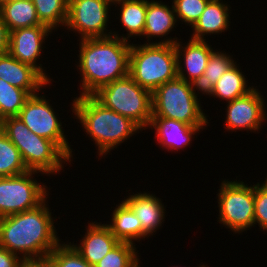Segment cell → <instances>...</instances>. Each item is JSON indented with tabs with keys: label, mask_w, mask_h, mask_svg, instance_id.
<instances>
[{
	"label": "cell",
	"mask_w": 267,
	"mask_h": 267,
	"mask_svg": "<svg viewBox=\"0 0 267 267\" xmlns=\"http://www.w3.org/2000/svg\"><path fill=\"white\" fill-rule=\"evenodd\" d=\"M46 203L48 200L34 209L0 218V247L23 260L47 258L61 240Z\"/></svg>",
	"instance_id": "cell-1"
},
{
	"label": "cell",
	"mask_w": 267,
	"mask_h": 267,
	"mask_svg": "<svg viewBox=\"0 0 267 267\" xmlns=\"http://www.w3.org/2000/svg\"><path fill=\"white\" fill-rule=\"evenodd\" d=\"M79 40L80 96H92L101 87L129 75L132 43L115 36Z\"/></svg>",
	"instance_id": "cell-2"
},
{
	"label": "cell",
	"mask_w": 267,
	"mask_h": 267,
	"mask_svg": "<svg viewBox=\"0 0 267 267\" xmlns=\"http://www.w3.org/2000/svg\"><path fill=\"white\" fill-rule=\"evenodd\" d=\"M72 101L70 105L74 117L81 123L85 134L94 141L99 157H106L137 131L142 132L130 118L104 107L93 96H77Z\"/></svg>",
	"instance_id": "cell-3"
},
{
	"label": "cell",
	"mask_w": 267,
	"mask_h": 267,
	"mask_svg": "<svg viewBox=\"0 0 267 267\" xmlns=\"http://www.w3.org/2000/svg\"><path fill=\"white\" fill-rule=\"evenodd\" d=\"M0 128L18 148L28 171L49 176L60 173L65 162L66 164L71 162V159L53 141L31 132L17 116L3 119L0 122Z\"/></svg>",
	"instance_id": "cell-4"
},
{
	"label": "cell",
	"mask_w": 267,
	"mask_h": 267,
	"mask_svg": "<svg viewBox=\"0 0 267 267\" xmlns=\"http://www.w3.org/2000/svg\"><path fill=\"white\" fill-rule=\"evenodd\" d=\"M177 63L174 44L132 42L129 76L139 86L153 92L160 85L178 77Z\"/></svg>",
	"instance_id": "cell-5"
},
{
	"label": "cell",
	"mask_w": 267,
	"mask_h": 267,
	"mask_svg": "<svg viewBox=\"0 0 267 267\" xmlns=\"http://www.w3.org/2000/svg\"><path fill=\"white\" fill-rule=\"evenodd\" d=\"M199 99L191 83L177 77L152 92V117L170 118L192 126H209Z\"/></svg>",
	"instance_id": "cell-6"
},
{
	"label": "cell",
	"mask_w": 267,
	"mask_h": 267,
	"mask_svg": "<svg viewBox=\"0 0 267 267\" xmlns=\"http://www.w3.org/2000/svg\"><path fill=\"white\" fill-rule=\"evenodd\" d=\"M92 96L104 107L130 118L142 130L147 129L152 117V92L129 75L101 87Z\"/></svg>",
	"instance_id": "cell-7"
},
{
	"label": "cell",
	"mask_w": 267,
	"mask_h": 267,
	"mask_svg": "<svg viewBox=\"0 0 267 267\" xmlns=\"http://www.w3.org/2000/svg\"><path fill=\"white\" fill-rule=\"evenodd\" d=\"M218 190L217 222L230 228L235 234L254 227V185L224 179Z\"/></svg>",
	"instance_id": "cell-8"
},
{
	"label": "cell",
	"mask_w": 267,
	"mask_h": 267,
	"mask_svg": "<svg viewBox=\"0 0 267 267\" xmlns=\"http://www.w3.org/2000/svg\"><path fill=\"white\" fill-rule=\"evenodd\" d=\"M38 173L27 171L16 176L0 177V218L34 209L47 200V186L33 176Z\"/></svg>",
	"instance_id": "cell-9"
},
{
	"label": "cell",
	"mask_w": 267,
	"mask_h": 267,
	"mask_svg": "<svg viewBox=\"0 0 267 267\" xmlns=\"http://www.w3.org/2000/svg\"><path fill=\"white\" fill-rule=\"evenodd\" d=\"M57 116L45 95L36 93L27 99L17 117L31 132L53 141L71 159L73 151Z\"/></svg>",
	"instance_id": "cell-10"
},
{
	"label": "cell",
	"mask_w": 267,
	"mask_h": 267,
	"mask_svg": "<svg viewBox=\"0 0 267 267\" xmlns=\"http://www.w3.org/2000/svg\"><path fill=\"white\" fill-rule=\"evenodd\" d=\"M111 5L110 0H69L64 28L78 33L80 39L112 36V30L106 29Z\"/></svg>",
	"instance_id": "cell-11"
},
{
	"label": "cell",
	"mask_w": 267,
	"mask_h": 267,
	"mask_svg": "<svg viewBox=\"0 0 267 267\" xmlns=\"http://www.w3.org/2000/svg\"><path fill=\"white\" fill-rule=\"evenodd\" d=\"M227 103L226 131L236 132L244 129L247 132H258L263 128L262 126L267 120V106H265L264 96L256 87L246 95Z\"/></svg>",
	"instance_id": "cell-12"
},
{
	"label": "cell",
	"mask_w": 267,
	"mask_h": 267,
	"mask_svg": "<svg viewBox=\"0 0 267 267\" xmlns=\"http://www.w3.org/2000/svg\"><path fill=\"white\" fill-rule=\"evenodd\" d=\"M52 32L53 30L46 25L18 28L10 31L8 46V53L12 57L36 68L50 83L53 79H50L43 65L38 64L37 61L40 60L46 38Z\"/></svg>",
	"instance_id": "cell-13"
},
{
	"label": "cell",
	"mask_w": 267,
	"mask_h": 267,
	"mask_svg": "<svg viewBox=\"0 0 267 267\" xmlns=\"http://www.w3.org/2000/svg\"><path fill=\"white\" fill-rule=\"evenodd\" d=\"M179 41L174 44L177 53L178 77L192 82L195 78L203 75L214 49L207 43L209 42L207 40L188 39L186 45Z\"/></svg>",
	"instance_id": "cell-14"
},
{
	"label": "cell",
	"mask_w": 267,
	"mask_h": 267,
	"mask_svg": "<svg viewBox=\"0 0 267 267\" xmlns=\"http://www.w3.org/2000/svg\"><path fill=\"white\" fill-rule=\"evenodd\" d=\"M205 127L207 126H192L170 118L151 117L147 128L156 130V141L161 148L167 149L168 152H178L189 146L194 135L199 134Z\"/></svg>",
	"instance_id": "cell-15"
},
{
	"label": "cell",
	"mask_w": 267,
	"mask_h": 267,
	"mask_svg": "<svg viewBox=\"0 0 267 267\" xmlns=\"http://www.w3.org/2000/svg\"><path fill=\"white\" fill-rule=\"evenodd\" d=\"M0 79L26 90L30 95L41 92L50 82L33 66L20 62L9 53L0 55Z\"/></svg>",
	"instance_id": "cell-16"
},
{
	"label": "cell",
	"mask_w": 267,
	"mask_h": 267,
	"mask_svg": "<svg viewBox=\"0 0 267 267\" xmlns=\"http://www.w3.org/2000/svg\"><path fill=\"white\" fill-rule=\"evenodd\" d=\"M80 244H70L91 266L98 263L120 241L112 234L110 228L101 222H90Z\"/></svg>",
	"instance_id": "cell-17"
},
{
	"label": "cell",
	"mask_w": 267,
	"mask_h": 267,
	"mask_svg": "<svg viewBox=\"0 0 267 267\" xmlns=\"http://www.w3.org/2000/svg\"><path fill=\"white\" fill-rule=\"evenodd\" d=\"M124 197L123 201L132 209L142 225V240L156 233L163 221H165V206L161 198L150 194V192H140Z\"/></svg>",
	"instance_id": "cell-18"
},
{
	"label": "cell",
	"mask_w": 267,
	"mask_h": 267,
	"mask_svg": "<svg viewBox=\"0 0 267 267\" xmlns=\"http://www.w3.org/2000/svg\"><path fill=\"white\" fill-rule=\"evenodd\" d=\"M176 14L173 5L171 7L164 2L155 0H147V11L145 17V27L143 36L147 39L145 43H166L175 44L179 39L177 37H166L167 39H160L163 36L170 34L174 27L177 26ZM159 37L161 41H153L152 38ZM152 40V42H150Z\"/></svg>",
	"instance_id": "cell-19"
},
{
	"label": "cell",
	"mask_w": 267,
	"mask_h": 267,
	"mask_svg": "<svg viewBox=\"0 0 267 267\" xmlns=\"http://www.w3.org/2000/svg\"><path fill=\"white\" fill-rule=\"evenodd\" d=\"M231 7L223 0H210L199 19L191 27L193 40H206L205 35H216L225 32L230 28Z\"/></svg>",
	"instance_id": "cell-20"
},
{
	"label": "cell",
	"mask_w": 267,
	"mask_h": 267,
	"mask_svg": "<svg viewBox=\"0 0 267 267\" xmlns=\"http://www.w3.org/2000/svg\"><path fill=\"white\" fill-rule=\"evenodd\" d=\"M115 7H120L121 10L118 14L120 17V26L126 30V34H118V32H112V36L121 38L124 41L131 42L130 37L136 36L143 37L145 27V17L147 11V0H117L113 2ZM120 35V36H119ZM130 40V41H129Z\"/></svg>",
	"instance_id": "cell-21"
},
{
	"label": "cell",
	"mask_w": 267,
	"mask_h": 267,
	"mask_svg": "<svg viewBox=\"0 0 267 267\" xmlns=\"http://www.w3.org/2000/svg\"><path fill=\"white\" fill-rule=\"evenodd\" d=\"M111 216L110 224L106 223V225L120 242L135 244L134 241H141V222L123 200L116 205Z\"/></svg>",
	"instance_id": "cell-22"
},
{
	"label": "cell",
	"mask_w": 267,
	"mask_h": 267,
	"mask_svg": "<svg viewBox=\"0 0 267 267\" xmlns=\"http://www.w3.org/2000/svg\"><path fill=\"white\" fill-rule=\"evenodd\" d=\"M231 56L225 51H220V49H216L211 53L203 75L190 82L192 90L197 97L200 94L198 91L209 95V97L212 95L213 86L236 61Z\"/></svg>",
	"instance_id": "cell-23"
},
{
	"label": "cell",
	"mask_w": 267,
	"mask_h": 267,
	"mask_svg": "<svg viewBox=\"0 0 267 267\" xmlns=\"http://www.w3.org/2000/svg\"><path fill=\"white\" fill-rule=\"evenodd\" d=\"M0 14L9 32L18 28L43 25L32 0H15L0 6Z\"/></svg>",
	"instance_id": "cell-24"
},
{
	"label": "cell",
	"mask_w": 267,
	"mask_h": 267,
	"mask_svg": "<svg viewBox=\"0 0 267 267\" xmlns=\"http://www.w3.org/2000/svg\"><path fill=\"white\" fill-rule=\"evenodd\" d=\"M235 62L228 70L221 76L217 83L213 86L212 95L215 98L225 100L226 102L232 101L243 95H246L254 89L255 86H248L239 64Z\"/></svg>",
	"instance_id": "cell-25"
},
{
	"label": "cell",
	"mask_w": 267,
	"mask_h": 267,
	"mask_svg": "<svg viewBox=\"0 0 267 267\" xmlns=\"http://www.w3.org/2000/svg\"><path fill=\"white\" fill-rule=\"evenodd\" d=\"M69 0H32L37 16L43 25L51 30L65 27Z\"/></svg>",
	"instance_id": "cell-26"
},
{
	"label": "cell",
	"mask_w": 267,
	"mask_h": 267,
	"mask_svg": "<svg viewBox=\"0 0 267 267\" xmlns=\"http://www.w3.org/2000/svg\"><path fill=\"white\" fill-rule=\"evenodd\" d=\"M27 171L18 148L0 128V177L16 176Z\"/></svg>",
	"instance_id": "cell-27"
},
{
	"label": "cell",
	"mask_w": 267,
	"mask_h": 267,
	"mask_svg": "<svg viewBox=\"0 0 267 267\" xmlns=\"http://www.w3.org/2000/svg\"><path fill=\"white\" fill-rule=\"evenodd\" d=\"M30 96L26 90L0 79V122L7 117L18 116Z\"/></svg>",
	"instance_id": "cell-28"
},
{
	"label": "cell",
	"mask_w": 267,
	"mask_h": 267,
	"mask_svg": "<svg viewBox=\"0 0 267 267\" xmlns=\"http://www.w3.org/2000/svg\"><path fill=\"white\" fill-rule=\"evenodd\" d=\"M136 244L119 242L93 267H140Z\"/></svg>",
	"instance_id": "cell-29"
},
{
	"label": "cell",
	"mask_w": 267,
	"mask_h": 267,
	"mask_svg": "<svg viewBox=\"0 0 267 267\" xmlns=\"http://www.w3.org/2000/svg\"><path fill=\"white\" fill-rule=\"evenodd\" d=\"M48 256L52 267H93L67 241H61Z\"/></svg>",
	"instance_id": "cell-30"
},
{
	"label": "cell",
	"mask_w": 267,
	"mask_h": 267,
	"mask_svg": "<svg viewBox=\"0 0 267 267\" xmlns=\"http://www.w3.org/2000/svg\"><path fill=\"white\" fill-rule=\"evenodd\" d=\"M210 0H173L172 5L177 21L193 26Z\"/></svg>",
	"instance_id": "cell-31"
},
{
	"label": "cell",
	"mask_w": 267,
	"mask_h": 267,
	"mask_svg": "<svg viewBox=\"0 0 267 267\" xmlns=\"http://www.w3.org/2000/svg\"><path fill=\"white\" fill-rule=\"evenodd\" d=\"M261 183L254 184V224L267 232V177Z\"/></svg>",
	"instance_id": "cell-32"
},
{
	"label": "cell",
	"mask_w": 267,
	"mask_h": 267,
	"mask_svg": "<svg viewBox=\"0 0 267 267\" xmlns=\"http://www.w3.org/2000/svg\"><path fill=\"white\" fill-rule=\"evenodd\" d=\"M22 261L20 256L0 247V267H19Z\"/></svg>",
	"instance_id": "cell-33"
},
{
	"label": "cell",
	"mask_w": 267,
	"mask_h": 267,
	"mask_svg": "<svg viewBox=\"0 0 267 267\" xmlns=\"http://www.w3.org/2000/svg\"><path fill=\"white\" fill-rule=\"evenodd\" d=\"M10 32L0 14V55L8 53Z\"/></svg>",
	"instance_id": "cell-34"
},
{
	"label": "cell",
	"mask_w": 267,
	"mask_h": 267,
	"mask_svg": "<svg viewBox=\"0 0 267 267\" xmlns=\"http://www.w3.org/2000/svg\"><path fill=\"white\" fill-rule=\"evenodd\" d=\"M19 267H52L48 258L43 259H26L23 260Z\"/></svg>",
	"instance_id": "cell-35"
},
{
	"label": "cell",
	"mask_w": 267,
	"mask_h": 267,
	"mask_svg": "<svg viewBox=\"0 0 267 267\" xmlns=\"http://www.w3.org/2000/svg\"><path fill=\"white\" fill-rule=\"evenodd\" d=\"M10 1H15V0H0V6L4 3L10 2Z\"/></svg>",
	"instance_id": "cell-36"
},
{
	"label": "cell",
	"mask_w": 267,
	"mask_h": 267,
	"mask_svg": "<svg viewBox=\"0 0 267 267\" xmlns=\"http://www.w3.org/2000/svg\"><path fill=\"white\" fill-rule=\"evenodd\" d=\"M174 267V266H173ZM177 267V266H176ZM199 267H208L207 265H204V264H202V265H200Z\"/></svg>",
	"instance_id": "cell-37"
}]
</instances>
